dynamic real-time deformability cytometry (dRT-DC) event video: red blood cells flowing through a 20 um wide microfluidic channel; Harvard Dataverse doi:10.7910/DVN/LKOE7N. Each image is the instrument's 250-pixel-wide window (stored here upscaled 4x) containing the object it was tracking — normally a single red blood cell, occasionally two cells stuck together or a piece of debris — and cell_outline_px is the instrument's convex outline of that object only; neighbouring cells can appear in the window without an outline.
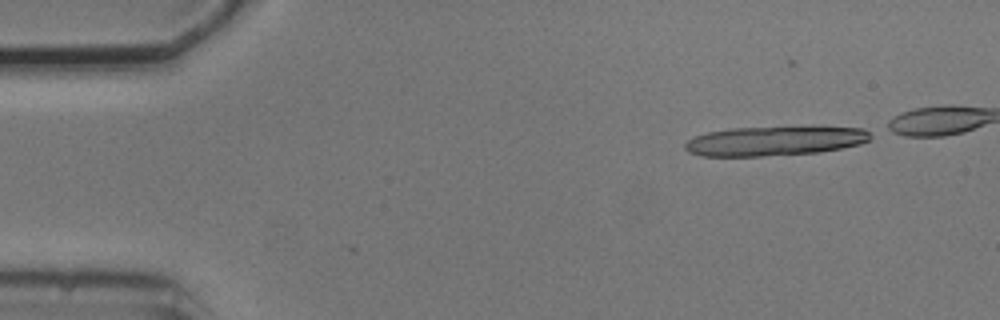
{"species": "common noctule bat (a hibernating species)", "species_latin": "Nyctalus noctula", "temperature_condition": "cold", "stored_images_in_passage": 13, "camera_frame_rate_fps": 3000, "um_per_image_px": 0.085, "animal": {"sex": "male", "body_mass_g": 20.5, "forearm_length_mm": 52.5}, "frame": {"image": 1, "passage_image": 1, "time_ms": 0.0, "image_size_px": [1000, 320], "cell_outline_px": [[872, 136], [868, 140], [860, 144], [820, 152], [764, 156], [700, 156], [688, 152], [684, 148], [684, 144], [688, 140], [696, 136], [708, 132], [732, 128], [864, 128], [872, 132]], "centroid_in_image_um": [65.81, 12.0], "position_along_channel_um": 19.2, "area_um2": 31.27}}